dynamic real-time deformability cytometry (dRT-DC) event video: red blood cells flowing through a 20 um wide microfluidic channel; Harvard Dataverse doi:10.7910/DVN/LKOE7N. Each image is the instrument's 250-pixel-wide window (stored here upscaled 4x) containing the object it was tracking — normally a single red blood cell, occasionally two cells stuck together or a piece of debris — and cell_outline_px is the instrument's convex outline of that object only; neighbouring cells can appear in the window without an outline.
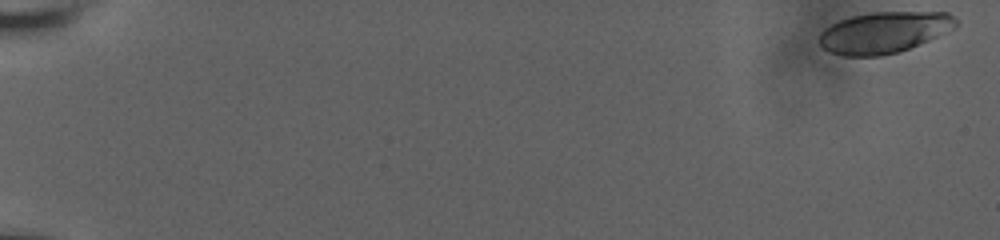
{"species": "human", "species_latin": "Homo sapiens", "temperature_condition": "room temperature", "stored_images_in_passage": 17, "camera_frame_rate_fps": 3000, "um_per_image_px": 0.085, "donor": {"sex": "male"}, "frame": {"image": 1, "passage_image": 1, "time_ms": 0.0, "image_size_px": [1000, 240], "cell_outline_px": [[960, 24], [956, 28], [900, 52], [880, 56], [844, 56], [828, 52], [820, 44], [820, 32], [824, 28], [840, 20], [852, 16], [876, 12], [948, 12]], "centroid_in_image_um": [75.16, 2.76], "position_along_channel_um": 9.8, "area_um2": 32.89}}
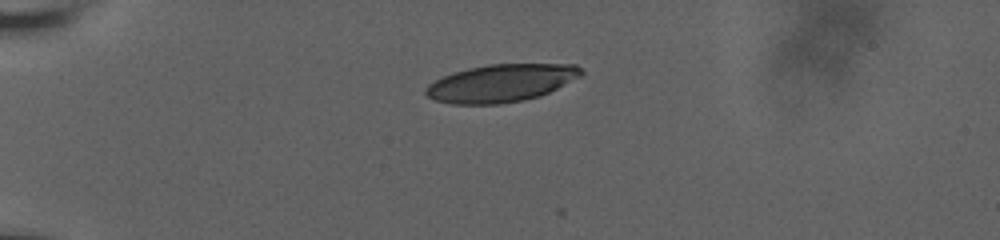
{"frame": {"image": 2, "passage_image": 15, "time_ms": 5.333, "image_size_px": [1000, 240], "cell_outline_px": [[584, 72], [580, 76], [540, 96], [524, 100], [500, 104], [452, 104], [436, 100], [428, 96], [424, 92], [424, 88], [428, 84], [452, 72], [468, 68], [488, 64], [576, 64]], "centroid_in_image_um": [42.57, 7.06], "position_along_channel_um": 42.4, "area_um2": 33.99}}